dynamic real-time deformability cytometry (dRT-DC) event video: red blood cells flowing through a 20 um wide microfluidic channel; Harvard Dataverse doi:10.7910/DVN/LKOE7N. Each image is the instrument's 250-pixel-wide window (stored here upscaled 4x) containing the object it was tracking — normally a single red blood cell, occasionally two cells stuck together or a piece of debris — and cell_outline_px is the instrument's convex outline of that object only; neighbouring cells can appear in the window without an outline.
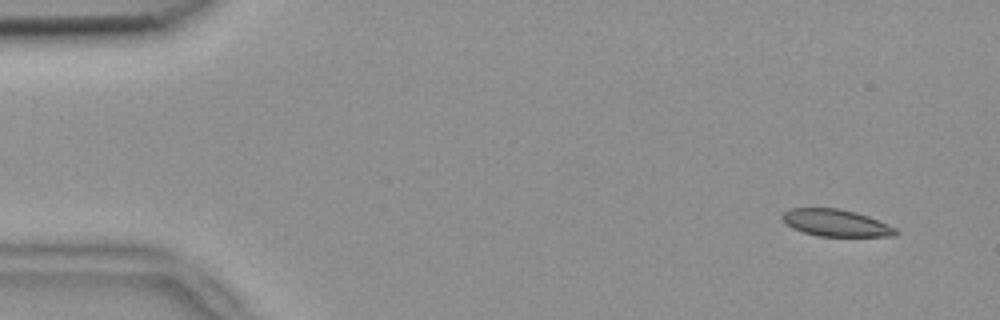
{"species": "common noctule bat (a hibernating species)", "species_latin": "Nyctalus noctula", "temperature_condition": "room temperature", "stored_images_in_passage": 53, "camera_frame_rate_fps": 3000, "um_per_image_px": 0.085, "animal": {"sex": "female", "body_mass_g": 18.4}, "frame": {"image": 1, "passage_image": 3, "time_ms": 0.667, "image_size_px": [1000, 320], "cell_outline_px": [[900, 232], [896, 236], [816, 236], [792, 228], [784, 224], [780, 216], [784, 212], [792, 208], [836, 208], [856, 212], [868, 216], [888, 224], [896, 228]], "centroid_in_image_um": [71.04, 18.95], "position_along_channel_um": 14.0, "area_um2": 17.98}}
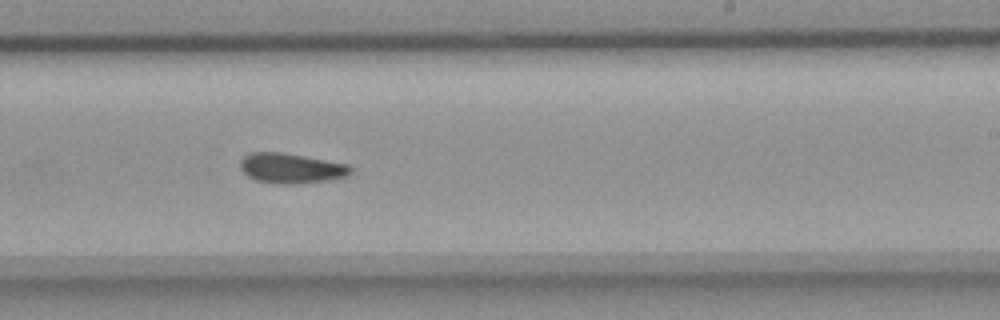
{"frame": {"image": 2, "passage_image": 32, "time_ms": 10.333, "image_size_px": [1000, 320], "cell_outline_px": [[352, 172], [348, 176], [324, 180], [296, 184], [280, 184], [256, 180], [248, 176], [240, 168], [240, 160], [248, 152], [284, 152], [348, 164], [352, 168]], "centroid_in_image_um": [24.73, 14.29], "position_along_channel_um": 264.3, "area_um2": 19.36}}
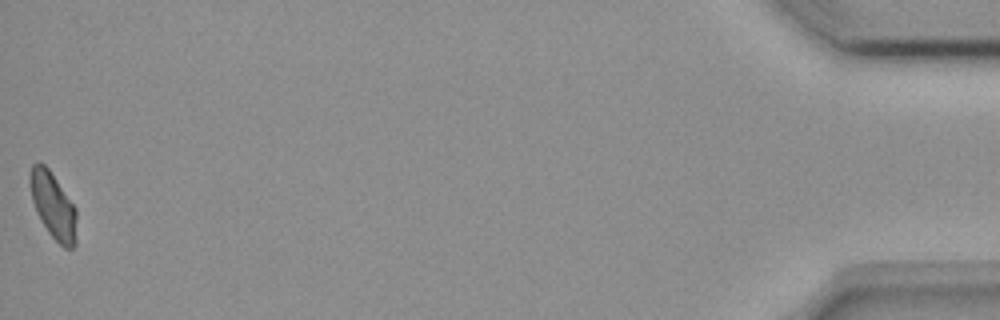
{"frame": {"image": 3, "passage_image": 53, "time_ms": 17.333, "image_size_px": [1000, 320], "cell_outline_px": [[76, 244], [72, 248], [64, 248], [48, 232], [40, 220], [36, 212], [32, 200], [28, 184], [28, 180], [32, 164], [40, 160], [48, 168], [76, 208]], "centroid_in_image_um": [4.49, 17.46], "position_along_channel_um": 430.7, "area_um2": 18.15}, "authors_computed_cell_mechanics": {"area_um2": 18.7272, "velocity_mm_per_s": 3.7609, "shape_relaxation_time_tau1_ms": 9.4978, "shape_relaxation_time_tau2_ms": 3.3425, "deformation_change_tau1": 0.1656, "deformation_change_tau2": 0.0906}}